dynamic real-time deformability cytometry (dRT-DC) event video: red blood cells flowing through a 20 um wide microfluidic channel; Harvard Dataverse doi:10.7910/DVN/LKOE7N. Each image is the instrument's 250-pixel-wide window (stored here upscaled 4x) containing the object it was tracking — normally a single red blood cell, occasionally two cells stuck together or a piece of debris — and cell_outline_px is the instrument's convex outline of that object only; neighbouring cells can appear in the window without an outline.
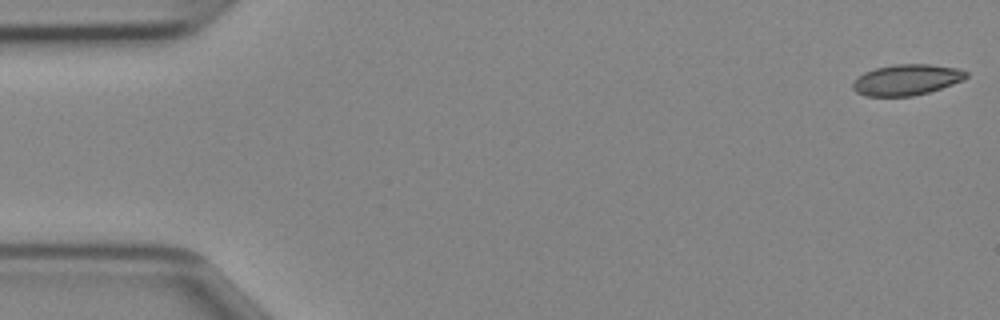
{"species": "Egyptian fruit bat (a non-hibernating species)", "species_latin": "Rousettus aegyptiacus", "temperature_condition": "cold", "stored_images_in_passage": 46, "camera_frame_rate_fps": 3000, "um_per_image_px": 0.085, "animal": {"sex": "female"}, "frame": {"image": 1, "passage_image": 1, "time_ms": 0.0, "image_size_px": [1000, 320], "cell_outline_px": [[968, 76], [964, 80], [928, 92], [912, 96], [864, 96], [856, 92], [852, 88], [852, 84], [864, 72], [876, 68], [896, 64], [928, 64], [960, 68], [968, 72]], "centroid_in_image_um": [77.09, 6.78], "position_along_channel_um": 7.9, "area_um2": 20.35}}
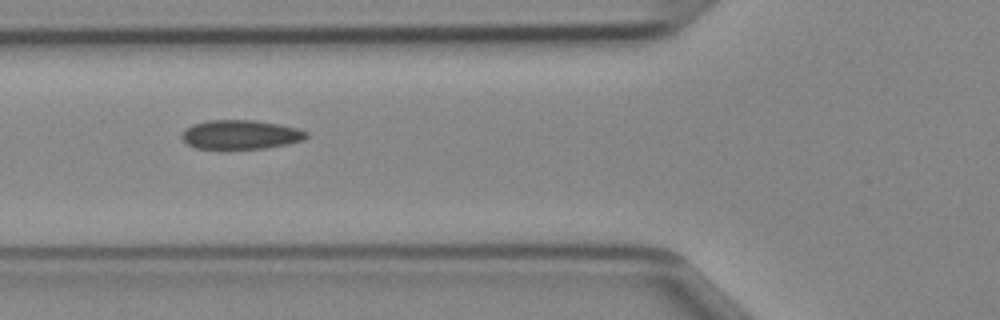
{"frame": {"image": 2, "passage_image": 17, "time_ms": 5.333, "image_size_px": [1000, 320], "cell_outline_px": [[308, 136], [304, 140], [288, 144], [264, 148], [196, 148], [188, 144], [180, 136], [184, 128], [192, 124], [208, 120], [252, 120], [300, 128], [308, 132]], "centroid_in_image_um": [20.45, 11.43], "position_along_channel_um": 105.3, "area_um2": 21.1}}
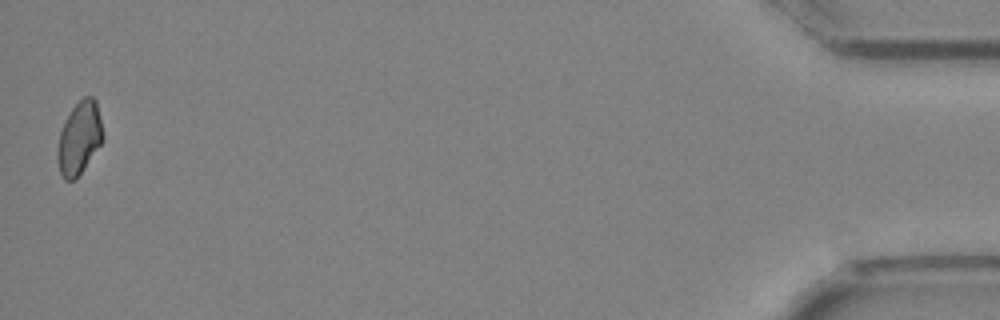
{"frame": {"image": 3, "passage_image": 46, "time_ms": 15.0, "image_size_px": [1000, 320], "cell_outline_px": [[104, 140], [76, 180], [64, 180], [60, 176], [56, 156], [56, 152], [60, 132], [72, 108], [84, 96], [92, 96], [96, 100], [104, 136]], "centroid_in_image_um": [6.74, 11.78], "position_along_channel_um": 428.5, "area_um2": 19.36}}